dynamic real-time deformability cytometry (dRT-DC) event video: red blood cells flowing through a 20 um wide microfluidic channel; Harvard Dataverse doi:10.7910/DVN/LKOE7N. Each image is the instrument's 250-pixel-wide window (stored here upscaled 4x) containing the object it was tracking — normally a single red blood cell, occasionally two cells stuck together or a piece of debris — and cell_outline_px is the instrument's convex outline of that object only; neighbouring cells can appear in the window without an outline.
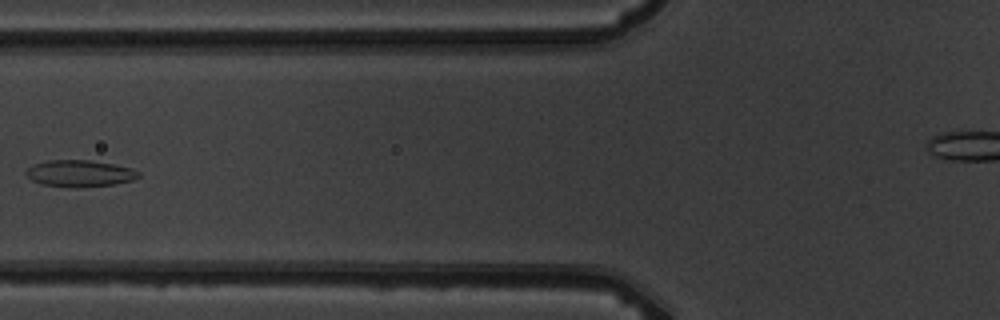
{"species": "common noctule bat (a hibernating species)", "species_latin": "Nyctalus noctula", "temperature_condition": "warm", "stored_images_in_passage": 6, "camera_frame_rate_fps": 3000, "um_per_image_px": 0.085, "animal": {"sex": "male", "body_mass_g": 19.5, "forearm_length_mm": 54.6}, "frame": {"image": 1, "passage_image": 5, "time_ms": 5.333, "image_size_px": [1000, 320], "cell_outline_px": [[140, 176], [132, 180], [116, 184], [76, 188], [44, 184], [32, 180], [24, 172], [32, 164], [48, 160], [92, 160], [132, 168], [140, 172]], "centroid_in_image_um": [6.79, 14.74], "position_along_channel_um": 119.0, "area_um2": 17.51}}
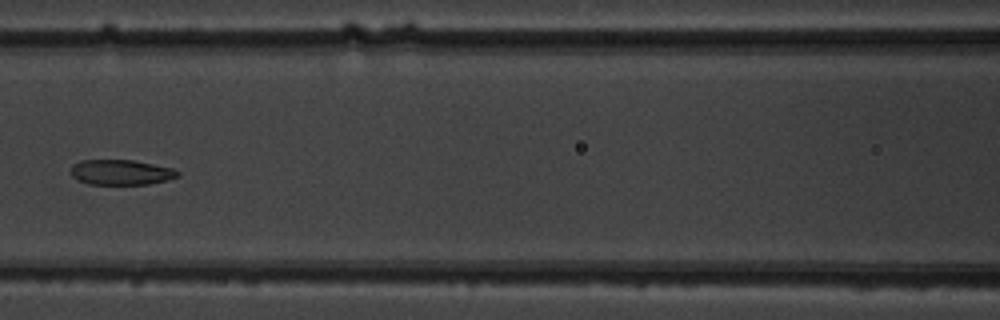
{"frame": {"image": 2, "passage_image": 6, "time_ms": 6.333, "image_size_px": [1000, 320], "cell_outline_px": [[180, 176], [168, 180], [148, 184], [88, 184], [72, 176], [72, 164], [80, 160], [132, 160], [172, 168], [180, 172]], "centroid_in_image_um": [10.31, 14.64], "position_along_channel_um": 156.3, "area_um2": 15.61}}